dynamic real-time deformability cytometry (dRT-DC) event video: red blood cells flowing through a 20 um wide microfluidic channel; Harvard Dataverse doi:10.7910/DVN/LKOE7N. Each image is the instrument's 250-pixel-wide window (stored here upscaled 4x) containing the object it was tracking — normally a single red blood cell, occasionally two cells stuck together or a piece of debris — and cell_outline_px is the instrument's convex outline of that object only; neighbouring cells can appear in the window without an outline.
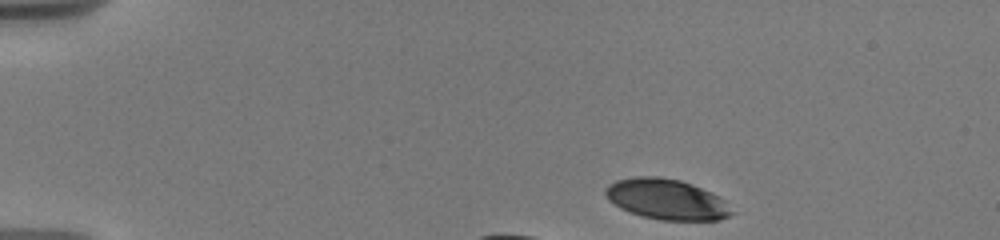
{"species": "human", "species_latin": "Homo sapiens", "temperature_condition": "warm", "stored_images_in_passage": 16, "camera_frame_rate_fps": 3000, "um_per_image_px": 0.085, "donor": {"sex": "male"}, "frame": {"image": 1, "passage_image": 1, "time_ms": 0.0, "image_size_px": [1000, 240], "cell_outline_px": [[736, 212], [720, 220], [660, 220], [644, 216], [620, 208], [608, 200], [604, 192], [604, 188], [608, 184], [616, 180], [636, 176], [660, 176], [680, 180], [692, 184], [724, 200]], "centroid_in_image_um": [56.64, 16.93], "position_along_channel_um": 28.4, "area_um2": 29.77}}